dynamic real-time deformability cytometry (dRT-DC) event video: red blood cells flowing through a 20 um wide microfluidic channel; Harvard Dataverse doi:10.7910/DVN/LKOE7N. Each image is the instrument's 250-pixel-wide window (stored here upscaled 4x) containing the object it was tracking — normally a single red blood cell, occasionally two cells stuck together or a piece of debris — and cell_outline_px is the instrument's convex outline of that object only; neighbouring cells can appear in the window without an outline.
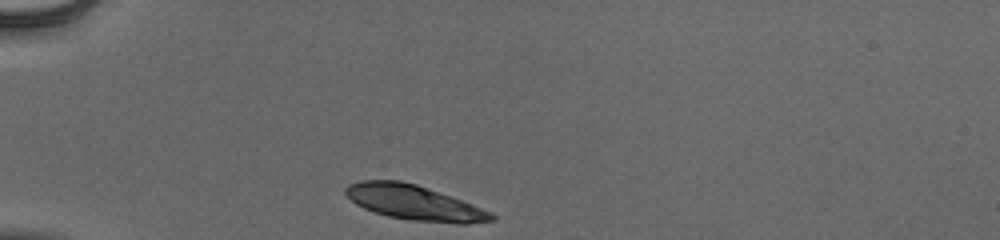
{"species": "human", "species_latin": "Homo sapiens", "temperature_condition": "cold", "stored_images_in_passage": 33, "camera_frame_rate_fps": 3000, "um_per_image_px": 0.085, "donor": {"sex": "male"}, "frame": {"image": 1, "passage_image": 1, "time_ms": 0.0, "image_size_px": [1000, 240], "cell_outline_px": [[496, 220], [468, 224], [460, 224], [408, 220], [388, 216], [364, 208], [356, 204], [344, 192], [344, 188], [348, 184], [360, 180], [400, 180], [416, 184], [472, 204], [492, 212], [496, 216]], "centroid_in_image_um": [35.22, 17.23], "position_along_channel_um": 49.8, "area_um2": 29.65}}
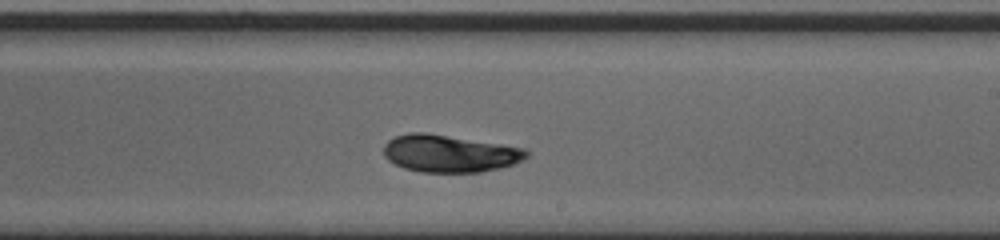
{"frame": {"image": 2, "passage_image": 19, "time_ms": 6.0, "image_size_px": [1000, 240], "cell_outline_px": [[528, 156], [512, 164], [500, 168], [480, 172], [420, 172], [404, 168], [388, 160], [384, 156], [384, 144], [388, 140], [396, 136], [408, 132], [424, 132], [528, 148]], "centroid_in_image_um": [38.2, 13.04], "position_along_channel_um": 250.8, "area_um2": 31.04}}
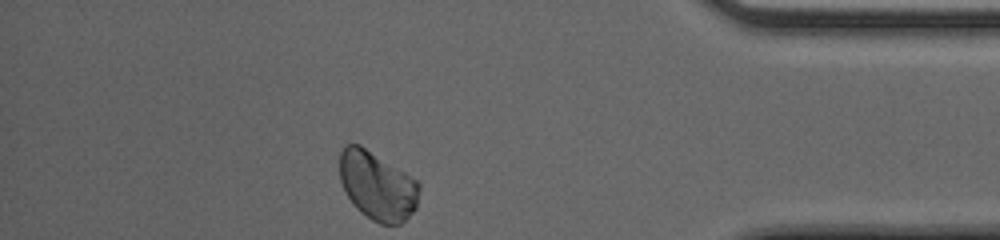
{"frame": {"image": 3, "passage_image": 33, "time_ms": 10.667, "image_size_px": [1000, 240], "cell_outline_px": [[420, 188], [416, 208], [400, 224], [380, 224], [372, 220], [360, 212], [352, 204], [340, 180], [340, 152], [344, 144], [360, 144], [404, 172], [416, 180], [420, 184]], "centroid_in_image_um": [32.06, 15.79], "position_along_channel_um": 403.1, "area_um2": 31.62}, "authors_computed_cell_mechanics": {"area_um2": 30.923, "velocity_mm_per_s": 3.8704, "shape_relaxation_time_tau1_ms": 2.7199, "shape_relaxation_time_tau2_ms": null, "deformation_change_tau1": 0.104, "deformation_change_tau2": null}}